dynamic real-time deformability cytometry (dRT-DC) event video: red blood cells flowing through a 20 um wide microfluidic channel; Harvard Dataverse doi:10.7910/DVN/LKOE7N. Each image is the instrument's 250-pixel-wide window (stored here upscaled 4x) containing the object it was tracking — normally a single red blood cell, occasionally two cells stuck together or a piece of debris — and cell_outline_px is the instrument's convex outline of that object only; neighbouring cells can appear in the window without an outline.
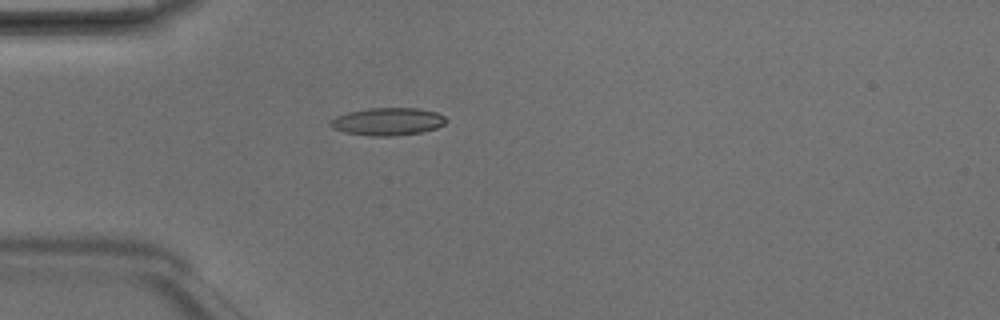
{"species": "Egyptian fruit bat (a non-hibernating species)", "species_latin": "Rousettus aegyptiacus", "temperature_condition": "room temperature", "stored_images_in_passage": 4, "camera_frame_rate_fps": 3000, "um_per_image_px": 0.085, "animal": {"sex": "male"}, "frame": {"image": 1, "passage_image": 4, "time_ms": 1.0, "image_size_px": [1000, 320], "cell_outline_px": [[448, 120], [444, 124], [436, 128], [420, 132], [392, 136], [372, 136], [344, 132], [332, 128], [328, 124], [328, 120], [336, 116], [348, 112], [368, 108], [416, 108], [436, 112], [444, 116]], "centroid_in_image_um": [32.91, 10.33], "position_along_channel_um": 52.1, "area_um2": 18.67}}